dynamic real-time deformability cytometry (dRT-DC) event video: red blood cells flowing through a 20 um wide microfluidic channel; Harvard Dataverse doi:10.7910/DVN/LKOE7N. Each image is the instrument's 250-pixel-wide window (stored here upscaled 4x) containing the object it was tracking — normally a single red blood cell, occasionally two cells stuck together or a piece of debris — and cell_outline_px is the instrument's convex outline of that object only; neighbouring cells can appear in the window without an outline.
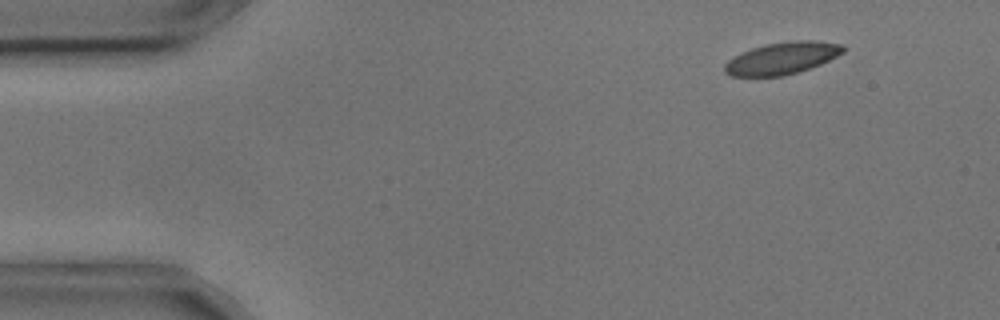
{"species": "common noctule bat (a hibernating species)", "species_latin": "Nyctalus noctula", "temperature_condition": "cold", "stored_images_in_passage": 53, "camera_frame_rate_fps": 3000, "um_per_image_px": 0.085, "animal": {"sex": "male", "body_mass_g": 17.9, "forearm_length_mm": 54.2}, "frame": {"image": 1, "passage_image": 4, "time_ms": 1.0, "image_size_px": [1000, 320], "cell_outline_px": [[844, 52], [820, 64], [800, 72], [784, 76], [732, 76], [724, 72], [724, 64], [728, 60], [752, 48], [764, 44], [796, 40], [816, 40], [844, 44]], "centroid_in_image_um": [66.5, 4.94], "position_along_channel_um": 18.5, "area_um2": 22.14}}
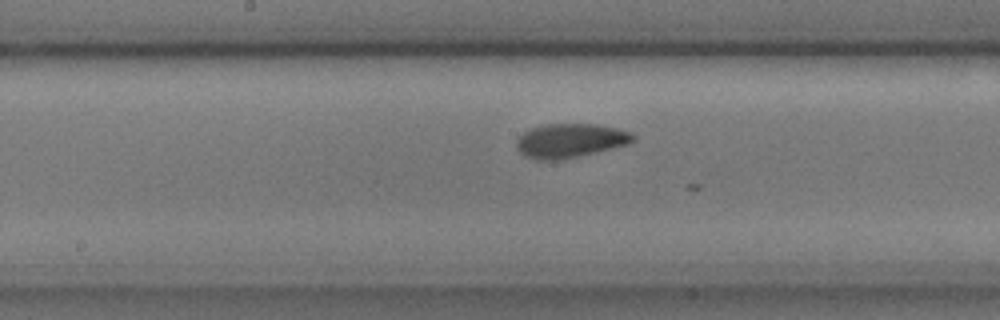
{"frame": {"image": 2, "passage_image": 26, "time_ms": 8.333, "image_size_px": [1000, 320], "cell_outline_px": [[636, 140], [628, 144], [596, 152], [556, 160], [540, 160], [524, 156], [516, 148], [516, 140], [524, 132], [532, 128], [548, 124], [596, 124], [616, 128], [632, 132], [636, 136]], "centroid_in_image_um": [48.48, 11.94], "position_along_channel_um": 199.7, "area_um2": 23.0}}
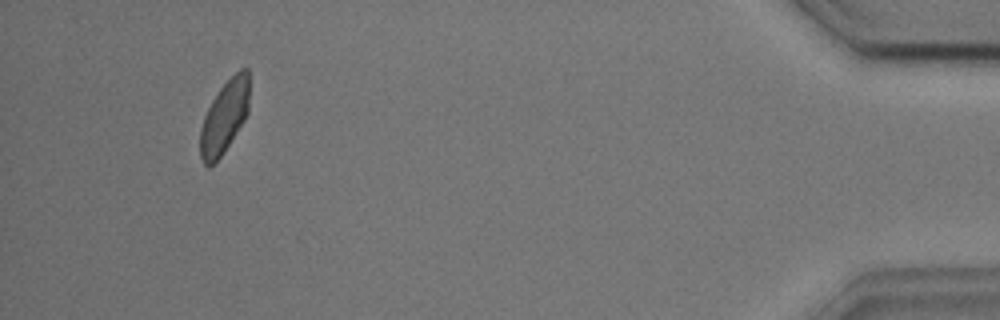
{"frame": {"image": 3, "passage_image": 50, "time_ms": 16.333, "image_size_px": [1000, 320], "cell_outline_px": [[248, 112], [244, 120], [224, 152], [208, 168], [204, 164], [200, 156], [200, 128], [204, 116], [212, 100], [220, 88], [240, 68], [248, 68]], "centroid_in_image_um": [19.06, 9.95], "position_along_channel_um": 416.1, "area_um2": 20.52}}